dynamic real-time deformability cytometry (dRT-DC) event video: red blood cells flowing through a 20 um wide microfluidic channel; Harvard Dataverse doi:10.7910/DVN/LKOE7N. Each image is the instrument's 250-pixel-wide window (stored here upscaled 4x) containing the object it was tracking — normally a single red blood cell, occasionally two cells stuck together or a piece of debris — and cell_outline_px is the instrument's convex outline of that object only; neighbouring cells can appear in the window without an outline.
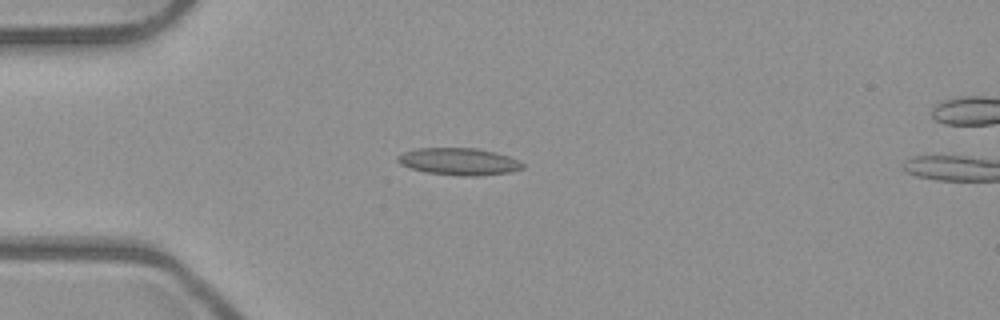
{"species": "common noctule bat (a hibernating species)", "species_latin": "Nyctalus noctula", "temperature_condition": "room temperature", "stored_images_in_passage": 7, "camera_frame_rate_fps": 3000, "um_per_image_px": 0.085, "animal": {"sex": "male", "body_mass_g": 23.1, "forearm_length_mm": 52.7}, "frame": {"image": 1, "passage_image": 3, "time_ms": 0.667, "image_size_px": [1000, 320], "cell_outline_px": [[524, 168], [512, 172], [480, 176], [460, 176], [428, 172], [412, 168], [400, 164], [396, 160], [396, 156], [404, 152], [416, 148], [476, 148], [496, 152], [508, 156], [524, 164]], "centroid_in_image_um": [39.02, 13.73], "position_along_channel_um": 46.0, "area_um2": 19.77}}
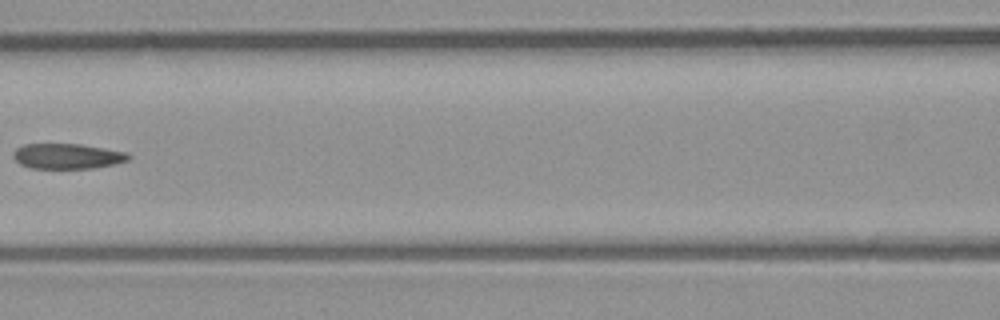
{"frame": {"image": 2, "passage_image": 6, "time_ms": 1.667, "image_size_px": [1000, 320], "cell_outline_px": [[132, 156], [128, 160], [116, 164], [92, 168], [28, 168], [20, 164], [12, 156], [12, 152], [16, 148], [24, 144], [80, 144], [128, 152]], "centroid_in_image_um": [5.72, 13.27], "position_along_channel_um": 160.9, "area_um2": 17.11}}
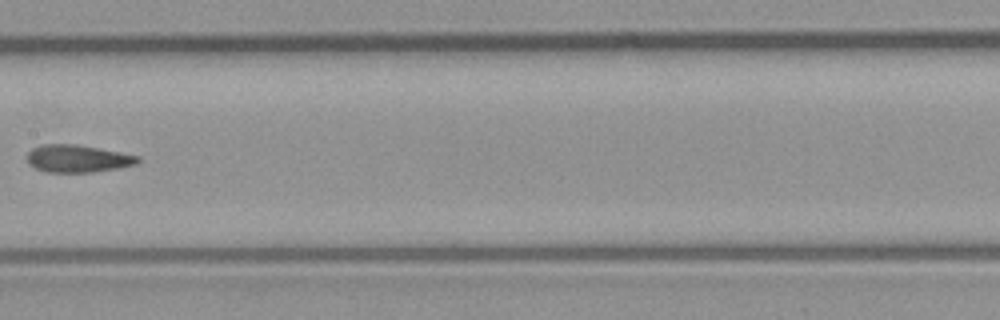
{"frame": {"image": 3, "passage_image": 7, "time_ms": 2.0, "image_size_px": [1000, 320], "cell_outline_px": [[140, 160], [136, 164], [120, 168], [92, 172], [44, 172], [28, 164], [28, 152], [32, 148], [40, 144], [76, 144], [120, 152], [140, 156]], "centroid_in_image_um": [6.6, 13.48], "position_along_channel_um": 200.8, "area_um2": 17.8}}